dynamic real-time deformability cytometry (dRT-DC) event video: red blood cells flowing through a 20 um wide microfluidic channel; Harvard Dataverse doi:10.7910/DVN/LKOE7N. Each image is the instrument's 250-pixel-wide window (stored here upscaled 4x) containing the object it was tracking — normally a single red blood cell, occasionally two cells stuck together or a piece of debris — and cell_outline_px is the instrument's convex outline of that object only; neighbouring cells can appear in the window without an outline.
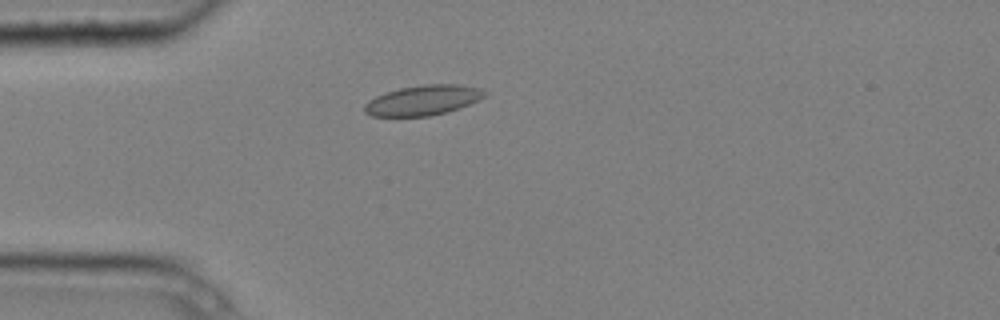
{"species": "common noctule bat (a hibernating species)", "species_latin": "Nyctalus noctula", "temperature_condition": "cold", "stored_images_in_passage": 3, "camera_frame_rate_fps": 3000, "um_per_image_px": 0.085, "animal": {"sex": "male", "body_mass_g": 20.4}, "frame": {"image": 1, "passage_image": 2, "time_ms": 0.333, "image_size_px": [1000, 320], "cell_outline_px": [[488, 92], [484, 96], [460, 108], [428, 116], [372, 116], [364, 112], [364, 104], [368, 100], [376, 96], [400, 88], [424, 84], [456, 84], [480, 88]], "centroid_in_image_um": [35.93, 8.52], "position_along_channel_um": 49.1, "area_um2": 20.81}}